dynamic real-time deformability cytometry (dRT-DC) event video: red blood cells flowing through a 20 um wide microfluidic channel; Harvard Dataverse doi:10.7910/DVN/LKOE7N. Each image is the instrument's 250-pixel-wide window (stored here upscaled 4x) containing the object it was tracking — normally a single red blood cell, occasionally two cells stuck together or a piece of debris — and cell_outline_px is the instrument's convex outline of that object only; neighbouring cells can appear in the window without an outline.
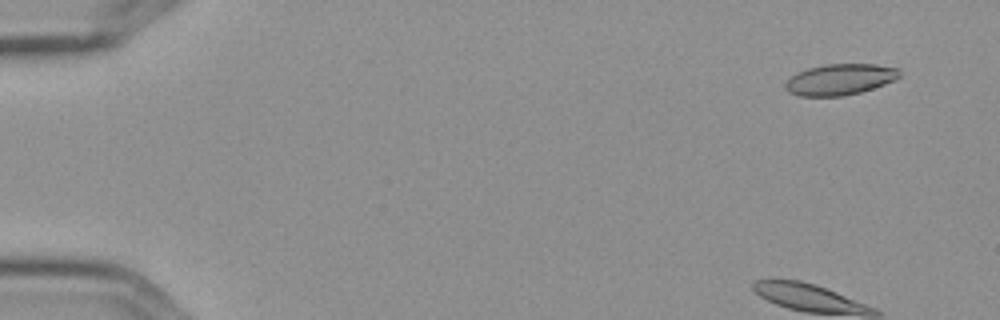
{"species": "Egyptian fruit bat (a non-hibernating species)", "species_latin": "Rousettus aegyptiacus", "temperature_condition": "cold", "stored_images_in_passage": 7, "camera_frame_rate_fps": 3000, "um_per_image_px": 0.085, "frame": {"image": 1, "passage_image": 1, "time_ms": 0.0, "image_size_px": [1000, 320], "cell_outline_px": [[900, 76], [896, 80], [860, 92], [844, 96], [800, 96], [788, 92], [784, 88], [784, 84], [796, 72], [808, 68], [824, 64], [876, 64], [900, 68]], "centroid_in_image_um": [71.4, 6.75], "position_along_channel_um": 13.6, "area_um2": 20.81}}